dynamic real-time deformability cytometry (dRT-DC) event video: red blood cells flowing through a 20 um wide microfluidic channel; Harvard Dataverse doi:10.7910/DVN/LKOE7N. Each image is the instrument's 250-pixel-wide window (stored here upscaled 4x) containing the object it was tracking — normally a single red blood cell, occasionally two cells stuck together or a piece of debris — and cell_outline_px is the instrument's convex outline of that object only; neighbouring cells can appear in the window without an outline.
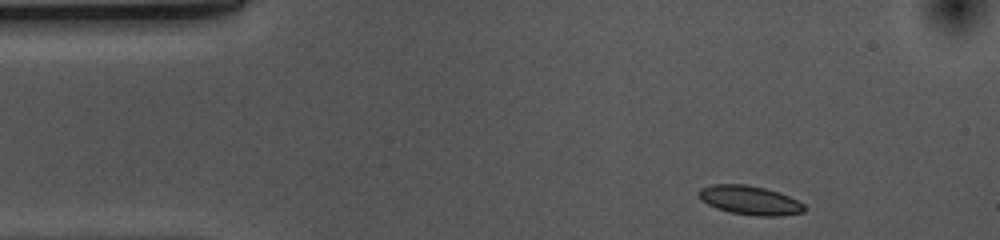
{"species": "common noctule bat (a hibernating species)", "species_latin": "Nyctalus noctula", "temperature_condition": "cold", "stored_images_in_passage": 40, "camera_frame_rate_fps": 3000, "um_per_image_px": 0.085, "animal": {"sex": "female", "body_mass_g": 10.0, "forearm_length_mm": 53.1}, "frame": {"image": 1, "passage_image": 1, "time_ms": 0.0, "image_size_px": [1000, 240], "cell_outline_px": [[804, 212], [780, 216], [756, 216], [728, 212], [716, 208], [708, 204], [700, 196], [700, 188], [712, 184], [744, 184], [764, 188], [788, 196], [804, 204]], "centroid_in_image_um": [63.74, 17.03], "position_along_channel_um": 21.3, "area_um2": 17.57}}
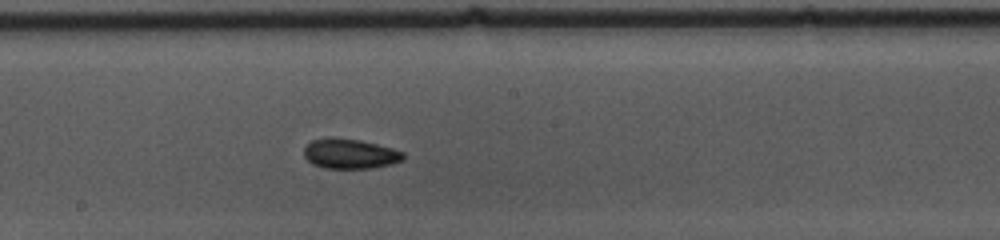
{"frame": {"image": 2, "passage_image": 22, "time_ms": 7.0, "image_size_px": [1000, 240], "cell_outline_px": [[404, 160], [392, 164], [372, 168], [324, 168], [312, 164], [304, 156], [304, 148], [312, 140], [332, 136], [336, 136], [360, 140], [392, 148], [404, 152]], "centroid_in_image_um": [29.75, 13.06], "position_along_channel_um": 218.5, "area_um2": 17.51}}
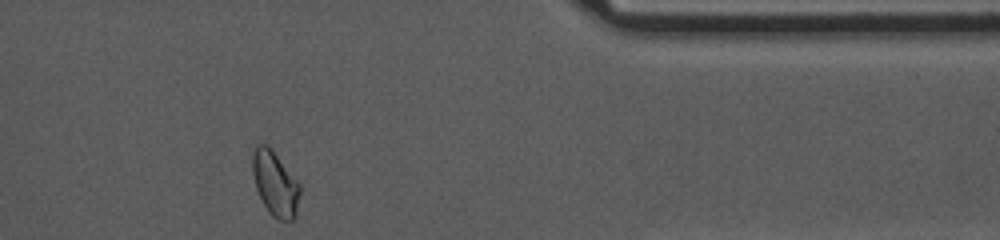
{"frame": {"image": 3, "passage_image": 38, "time_ms": 12.333, "image_size_px": [1000, 240], "cell_outline_px": [[300, 192], [296, 216], [292, 220], [276, 220], [268, 212], [256, 188], [252, 172], [252, 156], [256, 140], [268, 144], [300, 184]], "centroid_in_image_um": [23.37, 15.57], "position_along_channel_um": 388.0, "area_um2": 18.15}, "authors_computed_cell_mechanics": {"area_um2": 17.1955, "velocity_mm_per_s": 3.6699, "shape_relaxation_time_tau1_ms": 2.8311, "shape_relaxation_time_tau2_ms": 3.5437, "deformation_change_tau1": 0.0868, "deformation_change_tau2": 0.0661}}